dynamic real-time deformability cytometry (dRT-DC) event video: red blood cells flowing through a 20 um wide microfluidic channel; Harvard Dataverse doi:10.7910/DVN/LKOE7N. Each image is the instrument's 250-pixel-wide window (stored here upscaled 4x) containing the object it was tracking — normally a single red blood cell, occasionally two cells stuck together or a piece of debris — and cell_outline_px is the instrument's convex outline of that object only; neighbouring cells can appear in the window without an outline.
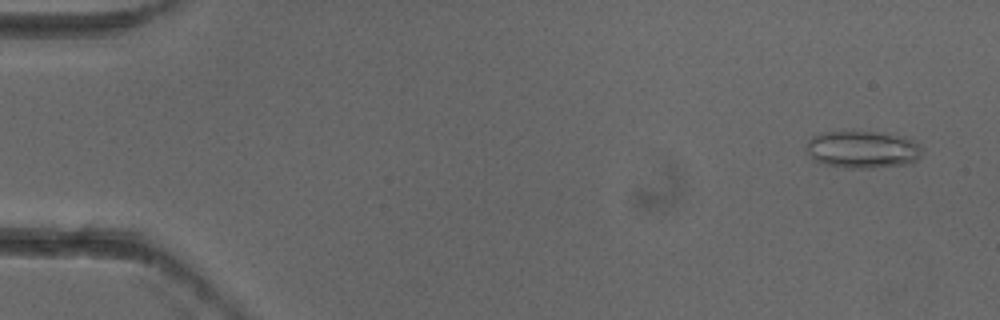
{"species": "common noctule bat (a hibernating species)", "species_latin": "Nyctalus noctula", "temperature_condition": "cold", "stored_images_in_passage": 5, "camera_frame_rate_fps": 3000, "um_per_image_px": 0.085, "animal": {"sex": "female"}, "frame": {"image": 1, "passage_image": 1, "time_ms": 0.0, "image_size_px": [1000, 320], "cell_outline_px": [[924, 148], [920, 156], [916, 160], [908, 164], [868, 168], [844, 168], [812, 160], [804, 148], [808, 140], [812, 136], [824, 132], [852, 128], [904, 136], [920, 144]], "centroid_in_image_um": [73.29, 12.66], "position_along_channel_um": 11.7, "area_um2": 26.18}}
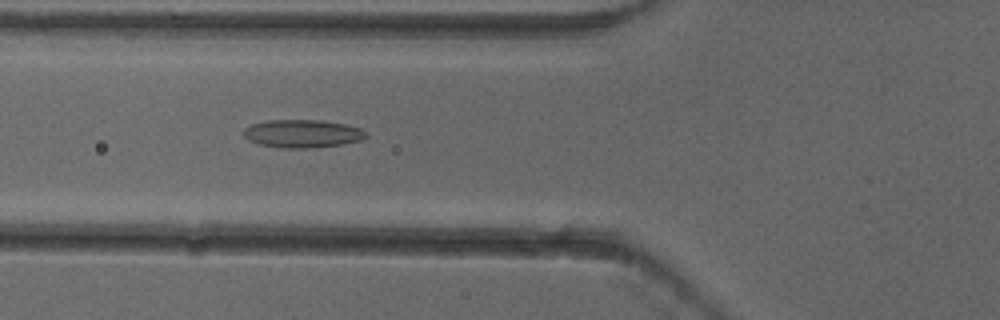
{"frame": {"image": 2, "passage_image": 5, "time_ms": 1.333, "image_size_px": [1000, 320], "cell_outline_px": [[368, 136], [360, 140], [340, 144], [308, 148], [284, 148], [256, 144], [248, 140], [244, 136], [244, 128], [252, 124], [268, 120], [324, 120], [344, 124], [360, 128], [368, 132]], "centroid_in_image_um": [25.69, 11.35], "position_along_channel_um": 100.1, "area_um2": 20.0}}